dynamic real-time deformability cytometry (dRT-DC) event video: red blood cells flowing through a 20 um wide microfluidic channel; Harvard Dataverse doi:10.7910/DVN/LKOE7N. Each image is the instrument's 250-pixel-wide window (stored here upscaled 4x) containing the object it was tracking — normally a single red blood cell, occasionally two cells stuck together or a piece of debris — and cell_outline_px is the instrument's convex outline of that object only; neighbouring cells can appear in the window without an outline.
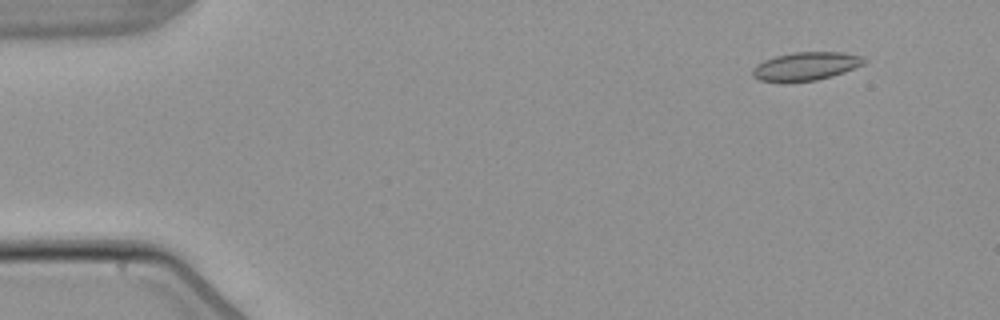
{"species": "common noctule bat (a hibernating species)", "species_latin": "Nyctalus noctula", "temperature_condition": "warm", "stored_images_in_passage": 5, "camera_frame_rate_fps": 3000, "um_per_image_px": 0.085, "animal": {"sex": "male", "body_mass_g": 21.5, "forearm_length_mm": 52.0}, "frame": {"image": 1, "passage_image": 2, "time_ms": 1.0, "image_size_px": [1000, 320], "cell_outline_px": [[868, 60], [864, 64], [844, 72], [832, 76], [816, 80], [760, 80], [752, 76], [752, 68], [756, 64], [764, 60], [776, 56], [792, 52], [844, 52], [864, 56]], "centroid_in_image_um": [68.55, 5.59], "position_along_channel_um": 16.4, "area_um2": 18.15}}